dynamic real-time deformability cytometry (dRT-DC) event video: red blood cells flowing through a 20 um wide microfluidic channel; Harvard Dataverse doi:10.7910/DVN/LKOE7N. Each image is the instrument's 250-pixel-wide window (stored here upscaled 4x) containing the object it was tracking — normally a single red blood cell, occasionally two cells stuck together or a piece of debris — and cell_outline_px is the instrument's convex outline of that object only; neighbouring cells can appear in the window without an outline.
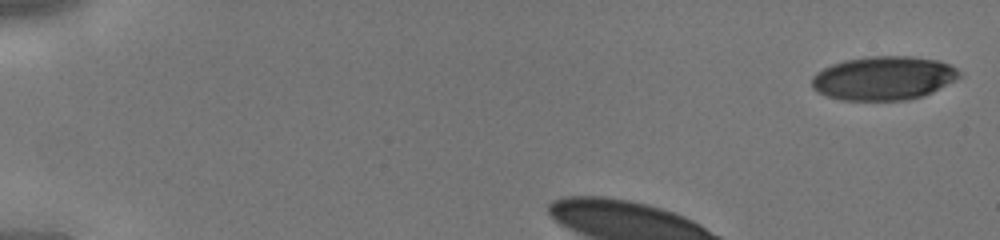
{"species": "human", "species_latin": "Homo sapiens", "temperature_condition": "cold", "stored_images_in_passage": 31, "camera_frame_rate_fps": 3000, "um_per_image_px": 0.085, "donor": {"sex": "male"}, "frame": {"image": 1, "passage_image": 1, "time_ms": 0.0, "image_size_px": [1000, 240], "cell_outline_px": [[960, 76], [956, 80], [924, 96], [908, 100], [840, 100], [824, 96], [816, 92], [812, 88], [812, 76], [816, 72], [832, 64], [844, 60], [868, 56], [912, 56], [936, 60], [948, 64], [956, 68], [960, 72]], "centroid_in_image_um": [75.07, 6.65], "position_along_channel_um": 9.9, "area_um2": 37.92}}
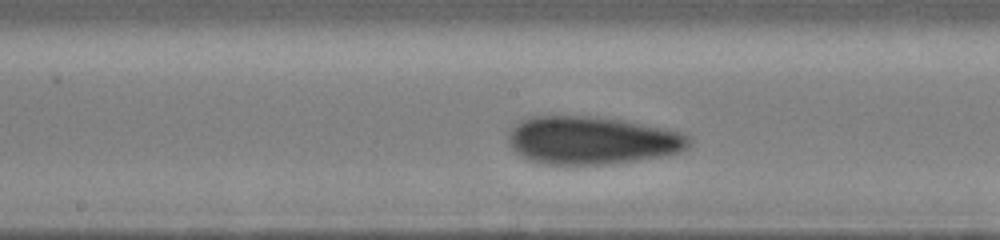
{"frame": {"image": 2, "passage_image": 17, "time_ms": 5.333, "image_size_px": [1000, 240], "cell_outline_px": [[692, 144], [688, 148], [680, 152], [660, 156], [636, 160], [608, 164], [540, 164], [528, 160], [520, 156], [512, 148], [508, 140], [508, 136], [512, 128], [520, 120], [528, 116], [588, 116], [624, 120], [664, 128], [680, 132], [688, 136], [692, 140]], "centroid_in_image_um": [50.3, 11.93], "position_along_channel_um": 197.9, "area_um2": 50.63}}
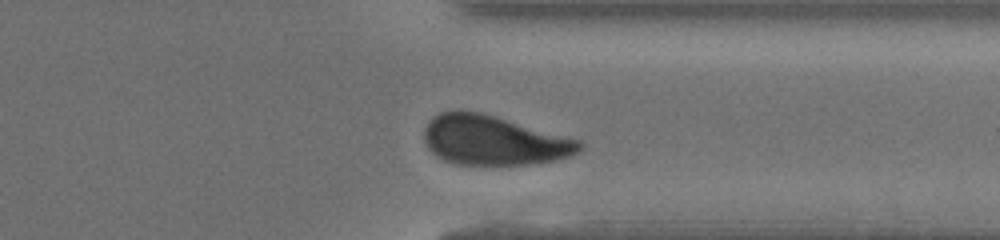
{"frame": {"image": 3, "passage_image": 28, "time_ms": 9.0, "image_size_px": [1000, 240], "cell_outline_px": [[584, 148], [580, 152], [572, 156], [556, 160], [532, 164], [456, 164], [444, 160], [436, 156], [428, 148], [424, 140], [424, 128], [428, 120], [432, 116], [440, 112], [456, 108], [480, 112], [580, 140], [584, 144]], "centroid_in_image_um": [41.94, 11.91], "position_along_channel_um": 369.5, "area_um2": 45.26}}